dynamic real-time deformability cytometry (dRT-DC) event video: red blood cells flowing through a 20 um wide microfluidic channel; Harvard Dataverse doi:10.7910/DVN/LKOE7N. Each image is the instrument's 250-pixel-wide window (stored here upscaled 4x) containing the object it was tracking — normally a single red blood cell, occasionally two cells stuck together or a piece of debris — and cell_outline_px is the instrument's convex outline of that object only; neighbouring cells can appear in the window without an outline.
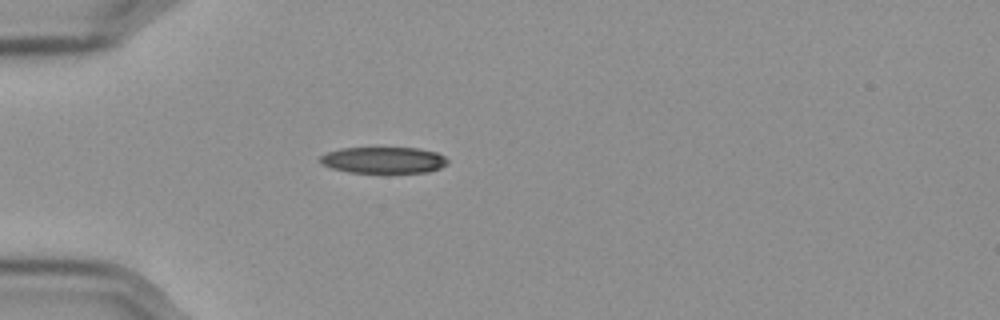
{"species": "Egyptian fruit bat (a non-hibernating species)", "species_latin": "Rousettus aegyptiacus", "temperature_condition": "cold", "stored_images_in_passage": 41, "camera_frame_rate_fps": 3000, "um_per_image_px": 0.085, "frame": {"image": 1, "passage_image": 1, "time_ms": 0.0, "image_size_px": [1000, 320], "cell_outline_px": [[448, 164], [440, 168], [428, 172], [348, 172], [332, 168], [320, 164], [320, 156], [328, 152], [340, 148], [420, 148], [436, 152], [444, 156], [448, 160]], "centroid_in_image_um": [32.61, 13.6], "position_along_channel_um": 52.4, "area_um2": 19.54}}
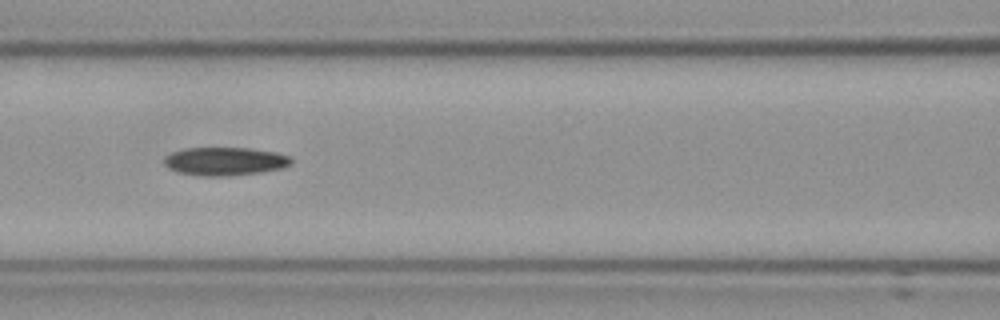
{"frame": {"image": 2, "passage_image": 10, "time_ms": 3.0, "image_size_px": [1000, 320], "cell_outline_px": [[292, 164], [280, 168], [260, 172], [224, 176], [204, 176], [180, 172], [168, 168], [164, 164], [164, 156], [172, 152], [184, 148], [252, 148], [280, 152], [292, 156]], "centroid_in_image_um": [19.15, 13.69], "position_along_channel_um": 147.4, "area_um2": 21.04}}
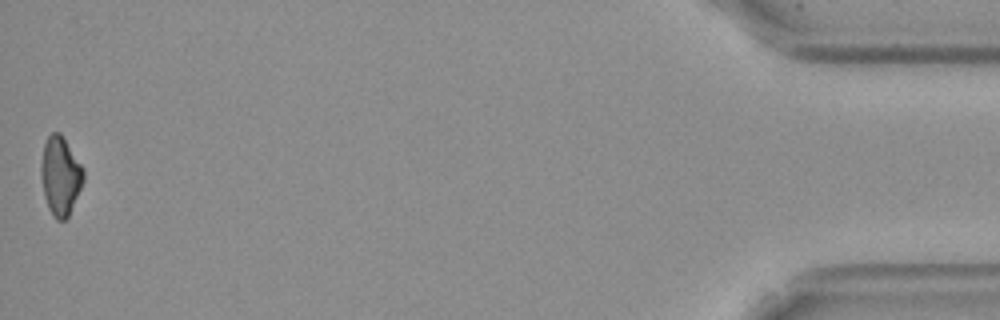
{"frame": {"image": 3, "passage_image": 41, "time_ms": 13.333, "image_size_px": [1000, 320], "cell_outline_px": [[84, 180], [68, 216], [64, 220], [56, 220], [52, 216], [48, 208], [44, 196], [40, 176], [40, 168], [44, 144], [48, 136], [52, 132], [60, 132], [84, 168]], "centroid_in_image_um": [5.12, 14.95], "position_along_channel_um": 430.1, "area_um2": 19.48}, "authors_computed_cell_mechanics": {"area_um2": 20.6346, "velocity_mm_per_s": 3.5979, "shape_relaxation_time_tau1_ms": 5.377, "shape_relaxation_time_tau2_ms": null, "deformation_change_tau1": 0.1615, "deformation_change_tau2": null}}